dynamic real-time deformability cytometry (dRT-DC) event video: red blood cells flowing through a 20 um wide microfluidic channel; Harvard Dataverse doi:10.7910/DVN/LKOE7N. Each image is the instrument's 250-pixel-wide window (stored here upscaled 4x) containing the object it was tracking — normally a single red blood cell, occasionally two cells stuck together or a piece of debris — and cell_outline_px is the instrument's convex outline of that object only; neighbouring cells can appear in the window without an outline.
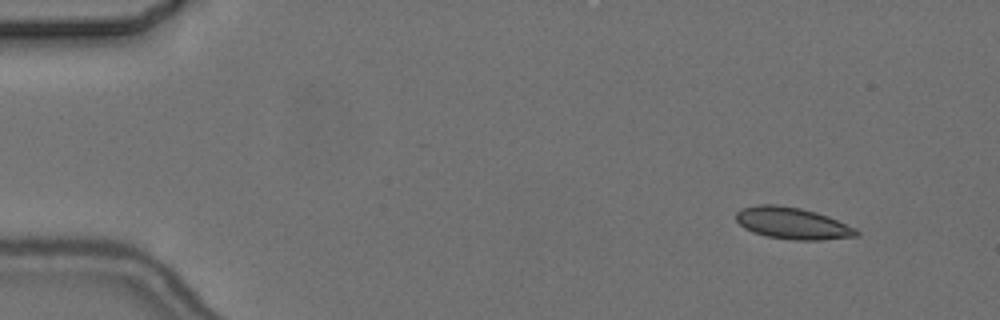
{"species": "common noctule bat (a hibernating species)", "species_latin": "Nyctalus noctula", "temperature_condition": "cold", "stored_images_in_passage": 3, "camera_frame_rate_fps": 3000, "um_per_image_px": 0.085, "animal": {"sex": "female", "body_mass_g": 24.6, "forearm_length_mm": 56.2}, "frame": {"image": 1, "passage_image": 1, "time_ms": 0.0, "image_size_px": [1000, 320], "cell_outline_px": [[860, 236], [820, 240], [792, 240], [764, 236], [752, 232], [744, 228], [736, 220], [736, 212], [740, 208], [756, 204], [776, 204], [800, 208], [816, 212], [828, 216], [856, 228], [860, 232]], "centroid_in_image_um": [67.34, 18.98], "position_along_channel_um": 17.7, "area_um2": 22.54}}
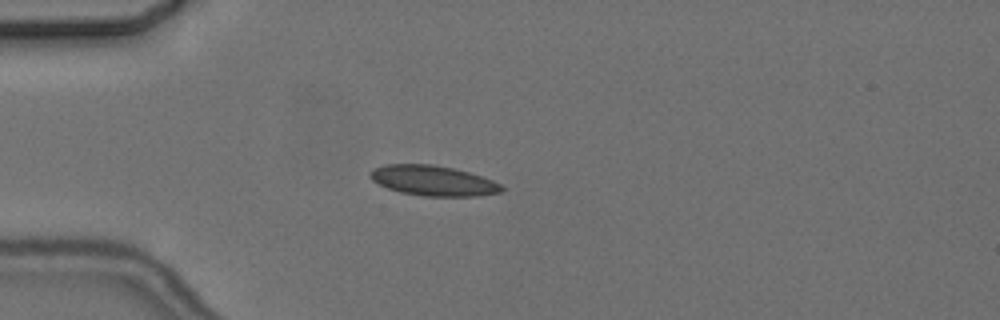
{"frame": {"image": 2, "passage_image": 3, "time_ms": 3.333, "image_size_px": [1000, 320], "cell_outline_px": [[504, 188], [500, 192], [480, 196], [420, 196], [400, 192], [388, 188], [372, 180], [368, 176], [368, 172], [372, 168], [384, 164], [432, 164], [452, 168], [468, 172], [492, 180], [500, 184]], "centroid_in_image_um": [36.76, 15.35], "position_along_channel_um": 48.2, "area_um2": 23.18}}